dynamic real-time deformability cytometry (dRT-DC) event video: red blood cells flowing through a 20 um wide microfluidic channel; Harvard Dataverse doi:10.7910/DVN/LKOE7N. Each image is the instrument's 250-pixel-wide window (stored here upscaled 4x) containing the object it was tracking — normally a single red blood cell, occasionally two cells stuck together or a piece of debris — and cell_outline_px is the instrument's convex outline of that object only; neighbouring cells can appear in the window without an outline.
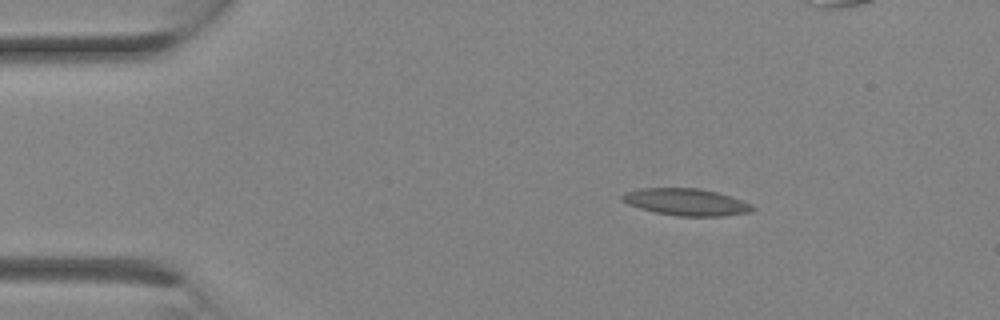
{"species": "Egyptian fruit bat (a non-hibernating species)", "species_latin": "Rousettus aegyptiacus", "temperature_condition": "room temperature", "stored_images_in_passage": 11, "camera_frame_rate_fps": 3000, "um_per_image_px": 0.085, "animal": {"sex": "female"}, "frame": {"image": 1, "passage_image": 4, "time_ms": 1.0, "image_size_px": [1000, 320], "cell_outline_px": [[756, 208], [748, 212], [720, 216], [680, 216], [656, 212], [640, 208], [628, 204], [620, 200], [620, 196], [624, 192], [640, 188], [700, 188], [732, 196], [752, 204]], "centroid_in_image_um": [58.3, 17.16], "position_along_channel_um": 26.7, "area_um2": 20.46}}
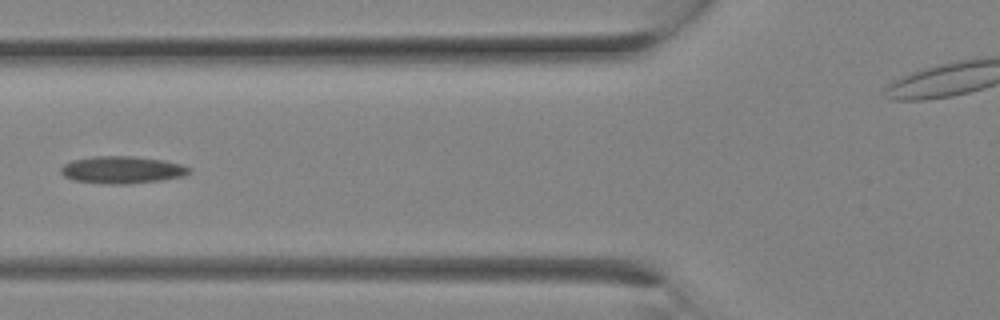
{"frame": {"image": 2, "passage_image": 10, "time_ms": 3.0, "image_size_px": [1000, 320], "cell_outline_px": [[192, 172], [184, 176], [160, 180], [132, 184], [108, 184], [72, 180], [64, 176], [60, 172], [60, 168], [64, 164], [72, 160], [92, 156], [136, 156], [164, 160], [180, 164], [192, 168]], "centroid_in_image_um": [10.39, 14.43], "position_along_channel_um": 115.4, "area_um2": 20.63}}